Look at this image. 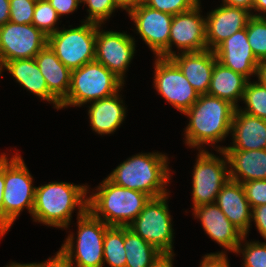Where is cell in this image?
I'll list each match as a JSON object with an SVG mask.
<instances>
[{
  "mask_svg": "<svg viewBox=\"0 0 266 267\" xmlns=\"http://www.w3.org/2000/svg\"><path fill=\"white\" fill-rule=\"evenodd\" d=\"M236 107L229 101L208 94H200L198 100L184 113L189 119L185 127V144L190 148L203 149L205 144L215 151L223 146L215 144L225 140L231 133V125Z\"/></svg>",
  "mask_w": 266,
  "mask_h": 267,
  "instance_id": "obj_1",
  "label": "cell"
},
{
  "mask_svg": "<svg viewBox=\"0 0 266 267\" xmlns=\"http://www.w3.org/2000/svg\"><path fill=\"white\" fill-rule=\"evenodd\" d=\"M89 188L85 184L57 181L36 187L33 221L68 230L74 210H78L77 218L88 210Z\"/></svg>",
  "mask_w": 266,
  "mask_h": 267,
  "instance_id": "obj_2",
  "label": "cell"
},
{
  "mask_svg": "<svg viewBox=\"0 0 266 267\" xmlns=\"http://www.w3.org/2000/svg\"><path fill=\"white\" fill-rule=\"evenodd\" d=\"M168 156L160 152L138 153L119 164L107 178L115 185L141 191L151 198L169 194Z\"/></svg>",
  "mask_w": 266,
  "mask_h": 267,
  "instance_id": "obj_3",
  "label": "cell"
},
{
  "mask_svg": "<svg viewBox=\"0 0 266 267\" xmlns=\"http://www.w3.org/2000/svg\"><path fill=\"white\" fill-rule=\"evenodd\" d=\"M88 196V210L108 226L127 227L151 197L141 191L120 187L107 177Z\"/></svg>",
  "mask_w": 266,
  "mask_h": 267,
  "instance_id": "obj_4",
  "label": "cell"
},
{
  "mask_svg": "<svg viewBox=\"0 0 266 267\" xmlns=\"http://www.w3.org/2000/svg\"><path fill=\"white\" fill-rule=\"evenodd\" d=\"M124 82L97 61L72 70L68 95L60 102V109L81 107L89 102L121 92Z\"/></svg>",
  "mask_w": 266,
  "mask_h": 267,
  "instance_id": "obj_5",
  "label": "cell"
},
{
  "mask_svg": "<svg viewBox=\"0 0 266 267\" xmlns=\"http://www.w3.org/2000/svg\"><path fill=\"white\" fill-rule=\"evenodd\" d=\"M12 157L4 153V235L24 208L32 215L35 189L33 177L21 155L16 152Z\"/></svg>",
  "mask_w": 266,
  "mask_h": 267,
  "instance_id": "obj_6",
  "label": "cell"
},
{
  "mask_svg": "<svg viewBox=\"0 0 266 267\" xmlns=\"http://www.w3.org/2000/svg\"><path fill=\"white\" fill-rule=\"evenodd\" d=\"M76 219L77 237L73 232L70 233L59 250L73 267H103V240L110 226L89 210Z\"/></svg>",
  "mask_w": 266,
  "mask_h": 267,
  "instance_id": "obj_7",
  "label": "cell"
},
{
  "mask_svg": "<svg viewBox=\"0 0 266 267\" xmlns=\"http://www.w3.org/2000/svg\"><path fill=\"white\" fill-rule=\"evenodd\" d=\"M81 25L59 29L48 36V45L71 71L95 60L98 24L81 21Z\"/></svg>",
  "mask_w": 266,
  "mask_h": 267,
  "instance_id": "obj_8",
  "label": "cell"
},
{
  "mask_svg": "<svg viewBox=\"0 0 266 267\" xmlns=\"http://www.w3.org/2000/svg\"><path fill=\"white\" fill-rule=\"evenodd\" d=\"M169 195L151 198L141 213L127 227L164 255H175L174 230L168 208Z\"/></svg>",
  "mask_w": 266,
  "mask_h": 267,
  "instance_id": "obj_9",
  "label": "cell"
},
{
  "mask_svg": "<svg viewBox=\"0 0 266 267\" xmlns=\"http://www.w3.org/2000/svg\"><path fill=\"white\" fill-rule=\"evenodd\" d=\"M222 157L206 150H199L192 172L193 208L204 204H214L221 188L230 179L226 153L217 151Z\"/></svg>",
  "mask_w": 266,
  "mask_h": 267,
  "instance_id": "obj_10",
  "label": "cell"
},
{
  "mask_svg": "<svg viewBox=\"0 0 266 267\" xmlns=\"http://www.w3.org/2000/svg\"><path fill=\"white\" fill-rule=\"evenodd\" d=\"M154 65L153 85L156 92L184 114L200 94L170 58L155 57Z\"/></svg>",
  "mask_w": 266,
  "mask_h": 267,
  "instance_id": "obj_11",
  "label": "cell"
},
{
  "mask_svg": "<svg viewBox=\"0 0 266 267\" xmlns=\"http://www.w3.org/2000/svg\"><path fill=\"white\" fill-rule=\"evenodd\" d=\"M48 44V36L33 24L11 21L0 27V67L8 61L35 58Z\"/></svg>",
  "mask_w": 266,
  "mask_h": 267,
  "instance_id": "obj_12",
  "label": "cell"
},
{
  "mask_svg": "<svg viewBox=\"0 0 266 267\" xmlns=\"http://www.w3.org/2000/svg\"><path fill=\"white\" fill-rule=\"evenodd\" d=\"M98 24L95 61L125 82L126 71L134 58L136 40L126 32L106 31Z\"/></svg>",
  "mask_w": 266,
  "mask_h": 267,
  "instance_id": "obj_13",
  "label": "cell"
},
{
  "mask_svg": "<svg viewBox=\"0 0 266 267\" xmlns=\"http://www.w3.org/2000/svg\"><path fill=\"white\" fill-rule=\"evenodd\" d=\"M134 22L136 33L155 54L169 58V36L173 15L140 4L128 13Z\"/></svg>",
  "mask_w": 266,
  "mask_h": 267,
  "instance_id": "obj_14",
  "label": "cell"
},
{
  "mask_svg": "<svg viewBox=\"0 0 266 267\" xmlns=\"http://www.w3.org/2000/svg\"><path fill=\"white\" fill-rule=\"evenodd\" d=\"M201 2L193 9L176 14L172 18L169 36V58L178 53L207 50L205 18L201 15Z\"/></svg>",
  "mask_w": 266,
  "mask_h": 267,
  "instance_id": "obj_15",
  "label": "cell"
},
{
  "mask_svg": "<svg viewBox=\"0 0 266 267\" xmlns=\"http://www.w3.org/2000/svg\"><path fill=\"white\" fill-rule=\"evenodd\" d=\"M251 12L225 4L211 10L205 17L207 49L214 51L224 40L246 28Z\"/></svg>",
  "mask_w": 266,
  "mask_h": 267,
  "instance_id": "obj_16",
  "label": "cell"
},
{
  "mask_svg": "<svg viewBox=\"0 0 266 267\" xmlns=\"http://www.w3.org/2000/svg\"><path fill=\"white\" fill-rule=\"evenodd\" d=\"M192 212L194 217L201 222L205 234L224 248L225 251L221 253L237 251L245 235L230 222L216 203L196 206Z\"/></svg>",
  "mask_w": 266,
  "mask_h": 267,
  "instance_id": "obj_17",
  "label": "cell"
},
{
  "mask_svg": "<svg viewBox=\"0 0 266 267\" xmlns=\"http://www.w3.org/2000/svg\"><path fill=\"white\" fill-rule=\"evenodd\" d=\"M217 61L251 80L257 77L259 61L253 54L248 42L246 28L224 40L215 50Z\"/></svg>",
  "mask_w": 266,
  "mask_h": 267,
  "instance_id": "obj_18",
  "label": "cell"
},
{
  "mask_svg": "<svg viewBox=\"0 0 266 267\" xmlns=\"http://www.w3.org/2000/svg\"><path fill=\"white\" fill-rule=\"evenodd\" d=\"M231 146L223 150H260L266 149V120L249 115L236 108L232 125Z\"/></svg>",
  "mask_w": 266,
  "mask_h": 267,
  "instance_id": "obj_19",
  "label": "cell"
},
{
  "mask_svg": "<svg viewBox=\"0 0 266 267\" xmlns=\"http://www.w3.org/2000/svg\"><path fill=\"white\" fill-rule=\"evenodd\" d=\"M170 59L199 94H207L217 62L214 51L207 49L201 52L176 53Z\"/></svg>",
  "mask_w": 266,
  "mask_h": 267,
  "instance_id": "obj_20",
  "label": "cell"
},
{
  "mask_svg": "<svg viewBox=\"0 0 266 267\" xmlns=\"http://www.w3.org/2000/svg\"><path fill=\"white\" fill-rule=\"evenodd\" d=\"M216 205L244 235L250 231L252 208L242 183L228 180L217 195Z\"/></svg>",
  "mask_w": 266,
  "mask_h": 267,
  "instance_id": "obj_21",
  "label": "cell"
},
{
  "mask_svg": "<svg viewBox=\"0 0 266 267\" xmlns=\"http://www.w3.org/2000/svg\"><path fill=\"white\" fill-rule=\"evenodd\" d=\"M5 68V69H4ZM3 70L9 71L16 82L41 100H46L60 110V101L48 90L46 80L41 74L35 58L18 59L5 62L0 67V77Z\"/></svg>",
  "mask_w": 266,
  "mask_h": 267,
  "instance_id": "obj_22",
  "label": "cell"
},
{
  "mask_svg": "<svg viewBox=\"0 0 266 267\" xmlns=\"http://www.w3.org/2000/svg\"><path fill=\"white\" fill-rule=\"evenodd\" d=\"M120 92L90 102L88 116L91 129L99 135L113 134L126 117V107Z\"/></svg>",
  "mask_w": 266,
  "mask_h": 267,
  "instance_id": "obj_23",
  "label": "cell"
},
{
  "mask_svg": "<svg viewBox=\"0 0 266 267\" xmlns=\"http://www.w3.org/2000/svg\"><path fill=\"white\" fill-rule=\"evenodd\" d=\"M223 151L228 159L230 180L245 183L266 179V149Z\"/></svg>",
  "mask_w": 266,
  "mask_h": 267,
  "instance_id": "obj_24",
  "label": "cell"
},
{
  "mask_svg": "<svg viewBox=\"0 0 266 267\" xmlns=\"http://www.w3.org/2000/svg\"><path fill=\"white\" fill-rule=\"evenodd\" d=\"M48 90L61 102L69 92L71 73L47 44L35 57Z\"/></svg>",
  "mask_w": 266,
  "mask_h": 267,
  "instance_id": "obj_25",
  "label": "cell"
},
{
  "mask_svg": "<svg viewBox=\"0 0 266 267\" xmlns=\"http://www.w3.org/2000/svg\"><path fill=\"white\" fill-rule=\"evenodd\" d=\"M247 82L248 79L245 76L234 72L217 61L214 65L207 94L229 101L238 108L240 107L238 102L243 100Z\"/></svg>",
  "mask_w": 266,
  "mask_h": 267,
  "instance_id": "obj_26",
  "label": "cell"
},
{
  "mask_svg": "<svg viewBox=\"0 0 266 267\" xmlns=\"http://www.w3.org/2000/svg\"><path fill=\"white\" fill-rule=\"evenodd\" d=\"M125 267H151L164 254L128 227H124Z\"/></svg>",
  "mask_w": 266,
  "mask_h": 267,
  "instance_id": "obj_27",
  "label": "cell"
},
{
  "mask_svg": "<svg viewBox=\"0 0 266 267\" xmlns=\"http://www.w3.org/2000/svg\"><path fill=\"white\" fill-rule=\"evenodd\" d=\"M125 252L124 227L110 226L103 240V265L106 262L110 267H125Z\"/></svg>",
  "mask_w": 266,
  "mask_h": 267,
  "instance_id": "obj_28",
  "label": "cell"
},
{
  "mask_svg": "<svg viewBox=\"0 0 266 267\" xmlns=\"http://www.w3.org/2000/svg\"><path fill=\"white\" fill-rule=\"evenodd\" d=\"M242 101L246 105L243 109L239 107L241 111L266 120V86L259 80H248Z\"/></svg>",
  "mask_w": 266,
  "mask_h": 267,
  "instance_id": "obj_29",
  "label": "cell"
},
{
  "mask_svg": "<svg viewBox=\"0 0 266 267\" xmlns=\"http://www.w3.org/2000/svg\"><path fill=\"white\" fill-rule=\"evenodd\" d=\"M248 42L256 59H266V17L252 16L246 26Z\"/></svg>",
  "mask_w": 266,
  "mask_h": 267,
  "instance_id": "obj_30",
  "label": "cell"
},
{
  "mask_svg": "<svg viewBox=\"0 0 266 267\" xmlns=\"http://www.w3.org/2000/svg\"><path fill=\"white\" fill-rule=\"evenodd\" d=\"M59 18L56 10L50 5L48 0H37L32 21L36 28L41 30L46 36H49L59 30V27L56 25Z\"/></svg>",
  "mask_w": 266,
  "mask_h": 267,
  "instance_id": "obj_31",
  "label": "cell"
},
{
  "mask_svg": "<svg viewBox=\"0 0 266 267\" xmlns=\"http://www.w3.org/2000/svg\"><path fill=\"white\" fill-rule=\"evenodd\" d=\"M247 235H245L240 244L238 245V255L243 256V267H266V241H246ZM245 242V243H244ZM242 243V244H241ZM244 243V244H243ZM243 247V248H242Z\"/></svg>",
  "mask_w": 266,
  "mask_h": 267,
  "instance_id": "obj_32",
  "label": "cell"
},
{
  "mask_svg": "<svg viewBox=\"0 0 266 267\" xmlns=\"http://www.w3.org/2000/svg\"><path fill=\"white\" fill-rule=\"evenodd\" d=\"M83 4L88 6V16L83 21L99 25L105 24L104 22L118 10L114 0H85Z\"/></svg>",
  "mask_w": 266,
  "mask_h": 267,
  "instance_id": "obj_33",
  "label": "cell"
},
{
  "mask_svg": "<svg viewBox=\"0 0 266 267\" xmlns=\"http://www.w3.org/2000/svg\"><path fill=\"white\" fill-rule=\"evenodd\" d=\"M199 3L200 0H144V4L150 8L173 16L187 12Z\"/></svg>",
  "mask_w": 266,
  "mask_h": 267,
  "instance_id": "obj_34",
  "label": "cell"
},
{
  "mask_svg": "<svg viewBox=\"0 0 266 267\" xmlns=\"http://www.w3.org/2000/svg\"><path fill=\"white\" fill-rule=\"evenodd\" d=\"M9 21L17 24H32L37 0H9Z\"/></svg>",
  "mask_w": 266,
  "mask_h": 267,
  "instance_id": "obj_35",
  "label": "cell"
},
{
  "mask_svg": "<svg viewBox=\"0 0 266 267\" xmlns=\"http://www.w3.org/2000/svg\"><path fill=\"white\" fill-rule=\"evenodd\" d=\"M251 208L266 204V179L242 183Z\"/></svg>",
  "mask_w": 266,
  "mask_h": 267,
  "instance_id": "obj_36",
  "label": "cell"
},
{
  "mask_svg": "<svg viewBox=\"0 0 266 267\" xmlns=\"http://www.w3.org/2000/svg\"><path fill=\"white\" fill-rule=\"evenodd\" d=\"M226 253L216 252L208 253L203 256L200 267H230Z\"/></svg>",
  "mask_w": 266,
  "mask_h": 267,
  "instance_id": "obj_37",
  "label": "cell"
},
{
  "mask_svg": "<svg viewBox=\"0 0 266 267\" xmlns=\"http://www.w3.org/2000/svg\"><path fill=\"white\" fill-rule=\"evenodd\" d=\"M266 241V204L252 208L251 222Z\"/></svg>",
  "mask_w": 266,
  "mask_h": 267,
  "instance_id": "obj_38",
  "label": "cell"
},
{
  "mask_svg": "<svg viewBox=\"0 0 266 267\" xmlns=\"http://www.w3.org/2000/svg\"><path fill=\"white\" fill-rule=\"evenodd\" d=\"M48 2L56 10L60 18L62 15L72 14L78 10L80 5L77 0H48Z\"/></svg>",
  "mask_w": 266,
  "mask_h": 267,
  "instance_id": "obj_39",
  "label": "cell"
},
{
  "mask_svg": "<svg viewBox=\"0 0 266 267\" xmlns=\"http://www.w3.org/2000/svg\"><path fill=\"white\" fill-rule=\"evenodd\" d=\"M35 267H73V265L70 263L69 259L59 250L56 252L54 257H49L44 262L41 263H35Z\"/></svg>",
  "mask_w": 266,
  "mask_h": 267,
  "instance_id": "obj_40",
  "label": "cell"
},
{
  "mask_svg": "<svg viewBox=\"0 0 266 267\" xmlns=\"http://www.w3.org/2000/svg\"><path fill=\"white\" fill-rule=\"evenodd\" d=\"M4 153L0 154V238L4 237V204H3V193H4Z\"/></svg>",
  "mask_w": 266,
  "mask_h": 267,
  "instance_id": "obj_41",
  "label": "cell"
},
{
  "mask_svg": "<svg viewBox=\"0 0 266 267\" xmlns=\"http://www.w3.org/2000/svg\"><path fill=\"white\" fill-rule=\"evenodd\" d=\"M255 0H222L221 4L232 7H239L248 10L252 13Z\"/></svg>",
  "mask_w": 266,
  "mask_h": 267,
  "instance_id": "obj_42",
  "label": "cell"
},
{
  "mask_svg": "<svg viewBox=\"0 0 266 267\" xmlns=\"http://www.w3.org/2000/svg\"><path fill=\"white\" fill-rule=\"evenodd\" d=\"M115 5L118 9L125 10L126 13L138 7L140 4L144 3V0H114Z\"/></svg>",
  "mask_w": 266,
  "mask_h": 267,
  "instance_id": "obj_43",
  "label": "cell"
},
{
  "mask_svg": "<svg viewBox=\"0 0 266 267\" xmlns=\"http://www.w3.org/2000/svg\"><path fill=\"white\" fill-rule=\"evenodd\" d=\"M10 2L9 0H0V27L9 22Z\"/></svg>",
  "mask_w": 266,
  "mask_h": 267,
  "instance_id": "obj_44",
  "label": "cell"
},
{
  "mask_svg": "<svg viewBox=\"0 0 266 267\" xmlns=\"http://www.w3.org/2000/svg\"><path fill=\"white\" fill-rule=\"evenodd\" d=\"M252 16L266 17V0H255L253 6ZM256 12V13H254ZM258 12V13H257Z\"/></svg>",
  "mask_w": 266,
  "mask_h": 267,
  "instance_id": "obj_45",
  "label": "cell"
},
{
  "mask_svg": "<svg viewBox=\"0 0 266 267\" xmlns=\"http://www.w3.org/2000/svg\"><path fill=\"white\" fill-rule=\"evenodd\" d=\"M175 255H164L151 267H173V258Z\"/></svg>",
  "mask_w": 266,
  "mask_h": 267,
  "instance_id": "obj_46",
  "label": "cell"
},
{
  "mask_svg": "<svg viewBox=\"0 0 266 267\" xmlns=\"http://www.w3.org/2000/svg\"><path fill=\"white\" fill-rule=\"evenodd\" d=\"M257 78L264 86H266V59L260 61L258 65Z\"/></svg>",
  "mask_w": 266,
  "mask_h": 267,
  "instance_id": "obj_47",
  "label": "cell"
},
{
  "mask_svg": "<svg viewBox=\"0 0 266 267\" xmlns=\"http://www.w3.org/2000/svg\"><path fill=\"white\" fill-rule=\"evenodd\" d=\"M6 267H35L34 262L33 263H16V262H11L9 265H5Z\"/></svg>",
  "mask_w": 266,
  "mask_h": 267,
  "instance_id": "obj_48",
  "label": "cell"
},
{
  "mask_svg": "<svg viewBox=\"0 0 266 267\" xmlns=\"http://www.w3.org/2000/svg\"><path fill=\"white\" fill-rule=\"evenodd\" d=\"M80 4L83 3L85 0H77Z\"/></svg>",
  "mask_w": 266,
  "mask_h": 267,
  "instance_id": "obj_49",
  "label": "cell"
}]
</instances>
